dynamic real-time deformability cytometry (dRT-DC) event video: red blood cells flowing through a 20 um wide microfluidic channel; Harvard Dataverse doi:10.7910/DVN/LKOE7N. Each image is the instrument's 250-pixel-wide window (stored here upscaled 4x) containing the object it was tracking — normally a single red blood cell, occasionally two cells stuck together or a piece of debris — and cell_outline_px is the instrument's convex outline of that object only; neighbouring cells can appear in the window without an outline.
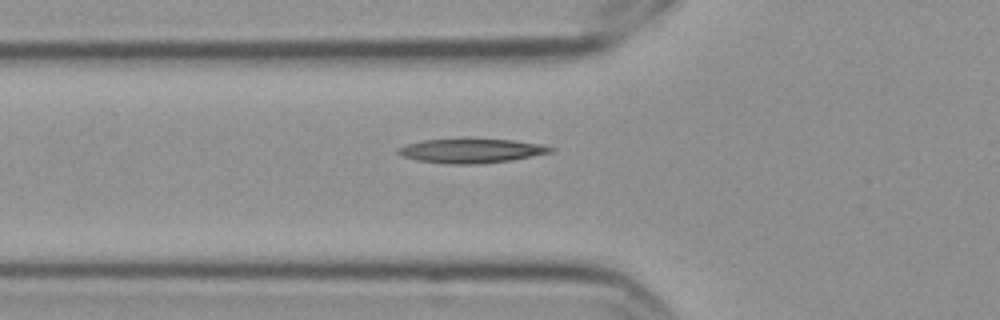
{"species": "Egyptian fruit bat (a non-hibernating species)", "species_latin": "Rousettus aegyptiacus", "temperature_condition": "cold", "stored_images_in_passage": 6, "camera_frame_rate_fps": 3000, "um_per_image_px": 0.085, "frame": {"image": 1, "passage_image": 6, "time_ms": 1.667, "image_size_px": [1000, 320], "cell_outline_px": [[556, 148], [552, 152], [512, 160], [480, 164], [448, 164], [416, 160], [404, 156], [396, 152], [396, 148], [408, 144], [424, 140], [464, 136], [516, 140], [540, 144]], "centroid_in_image_um": [40.06, 12.77], "position_along_channel_um": 85.7, "area_um2": 22.54}}